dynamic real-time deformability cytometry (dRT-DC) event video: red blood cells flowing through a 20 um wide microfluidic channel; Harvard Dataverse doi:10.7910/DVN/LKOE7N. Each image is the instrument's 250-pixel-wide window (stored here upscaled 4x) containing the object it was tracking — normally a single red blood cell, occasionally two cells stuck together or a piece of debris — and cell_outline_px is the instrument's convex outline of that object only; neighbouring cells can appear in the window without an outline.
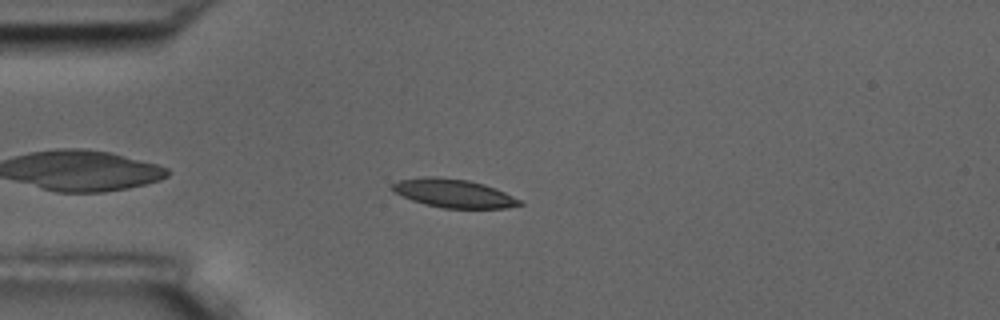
{"species": "common noctule bat (a hibernating species)", "species_latin": "Nyctalus noctula", "temperature_condition": "room temperature", "stored_images_in_passage": 49, "camera_frame_rate_fps": 3000, "um_per_image_px": 0.085, "animal": {"sex": "male", "body_mass_g": 17.5, "forearm_length_mm": 52.3}, "frame": {"image": 1, "passage_image": 7, "time_ms": 2.0, "image_size_px": [1000, 320], "cell_outline_px": [[524, 204], [508, 208], [444, 208], [424, 204], [412, 200], [396, 192], [392, 188], [392, 184], [400, 180], [428, 176], [432, 176], [468, 180], [484, 184], [496, 188], [520, 200]], "centroid_in_image_um": [38.59, 16.43], "position_along_channel_um": 46.4, "area_um2": 20.87}}
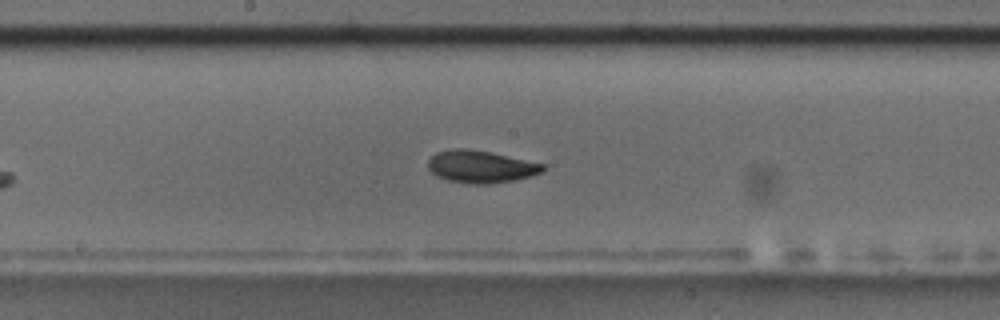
{"frame": {"image": 2, "passage_image": 22, "time_ms": 7.0, "image_size_px": [1000, 320], "cell_outline_px": [[544, 172], [532, 176], [512, 180], [488, 184], [476, 184], [448, 180], [436, 176], [428, 168], [428, 160], [436, 152], [452, 148], [464, 148], [492, 152], [544, 164]], "centroid_in_image_um": [40.86, 14.15], "position_along_channel_um": 207.3, "area_um2": 21.62}}
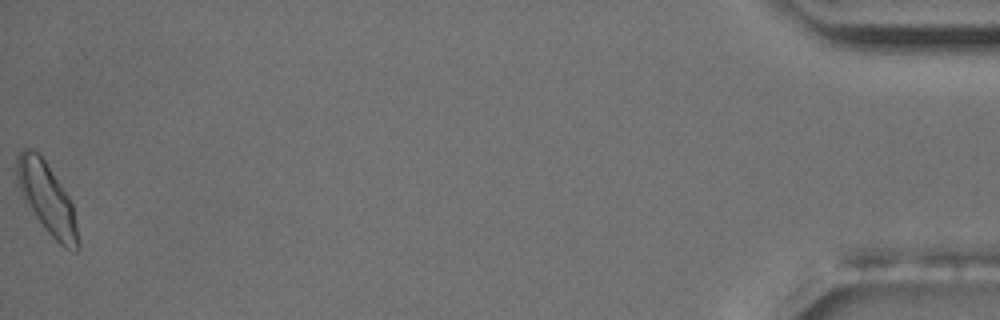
{"frame": {"image": 3, "passage_image": 49, "time_ms": 16.0, "image_size_px": [1000, 320], "cell_outline_px": [[80, 248], [76, 252], [64, 248], [44, 228], [24, 200], [16, 180], [16, 156], [24, 148], [36, 148], [68, 196], [72, 204], [80, 244]], "centroid_in_image_um": [3.98, 16.85], "position_along_channel_um": 431.2, "area_um2": 25.09}, "authors_computed_cell_mechanics": {"area_um2": 21.097, "velocity_mm_per_s": 3.566, "shape_relaxation_time_tau1_ms": 3.5099, "shape_relaxation_time_tau2_ms": 5.71, "deformation_change_tau1": 0.1173, "deformation_change_tau2": 0.1001}}